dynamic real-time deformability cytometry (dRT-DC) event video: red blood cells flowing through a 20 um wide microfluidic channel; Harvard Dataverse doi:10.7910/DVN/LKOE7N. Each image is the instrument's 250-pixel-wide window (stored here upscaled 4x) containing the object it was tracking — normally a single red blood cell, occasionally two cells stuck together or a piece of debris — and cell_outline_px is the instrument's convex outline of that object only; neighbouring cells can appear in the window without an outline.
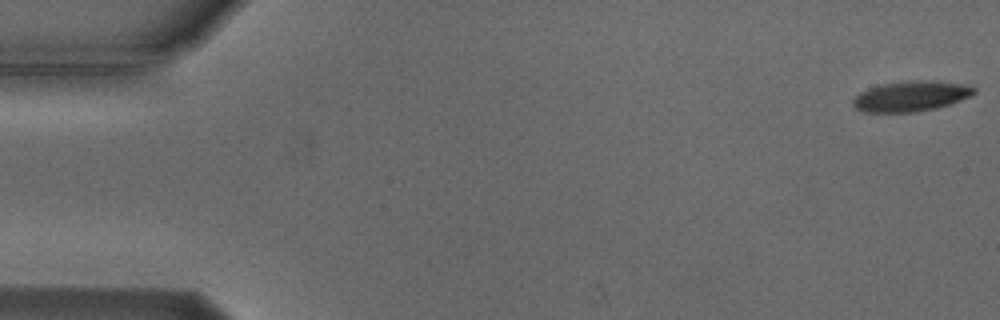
{"species": "Egyptian fruit bat (a non-hibernating species)", "species_latin": "Rousettus aegyptiacus", "temperature_condition": "cold", "stored_images_in_passage": 6, "camera_frame_rate_fps": 3000, "um_per_image_px": 0.085, "animal": {"sex": "male"}, "frame": {"image": 1, "passage_image": 1, "time_ms": 0.0, "image_size_px": [1000, 320], "cell_outline_px": [[976, 92], [960, 100], [936, 108], [916, 112], [864, 112], [856, 108], [852, 104], [852, 100], [860, 92], [868, 88], [880, 84], [916, 80], [940, 80], [968, 84], [976, 88]], "centroid_in_image_um": [77.45, 8.16], "position_along_channel_um": 7.6, "area_um2": 21.56}}
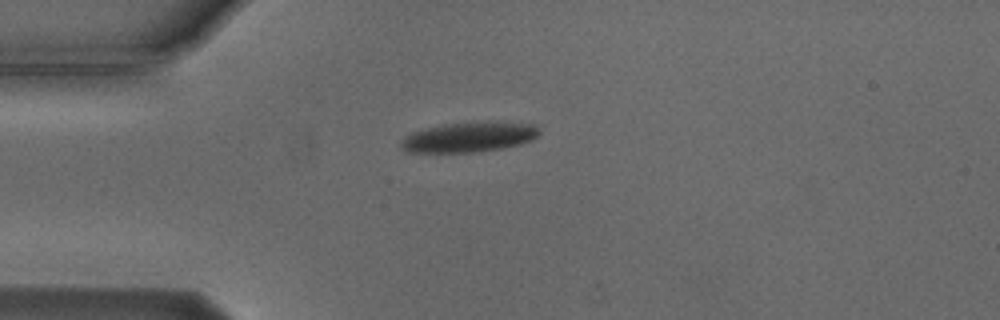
{"frame": {"image": 2, "passage_image": 4, "time_ms": 4.333, "image_size_px": [1000, 320], "cell_outline_px": [[540, 132], [532, 140], [520, 144], [480, 152], [404, 152], [400, 148], [400, 140], [404, 136], [412, 132], [424, 128], [448, 124], [532, 124]], "centroid_in_image_um": [39.73, 11.71], "position_along_channel_um": 45.3, "area_um2": 23.24}}
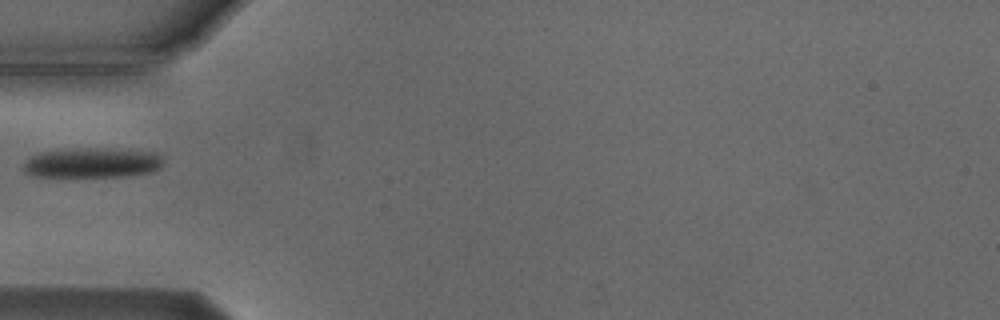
{"frame": {"image": 3, "passage_image": 5, "time_ms": 5.667, "image_size_px": [1000, 320], "cell_outline_px": [[164, 164], [160, 168], [152, 172], [124, 176], [32, 176], [24, 172], [24, 164], [32, 156], [40, 152], [156, 152], [164, 156]], "centroid_in_image_um": [7.9, 13.92], "position_along_channel_um": 77.1, "area_um2": 22.43}}